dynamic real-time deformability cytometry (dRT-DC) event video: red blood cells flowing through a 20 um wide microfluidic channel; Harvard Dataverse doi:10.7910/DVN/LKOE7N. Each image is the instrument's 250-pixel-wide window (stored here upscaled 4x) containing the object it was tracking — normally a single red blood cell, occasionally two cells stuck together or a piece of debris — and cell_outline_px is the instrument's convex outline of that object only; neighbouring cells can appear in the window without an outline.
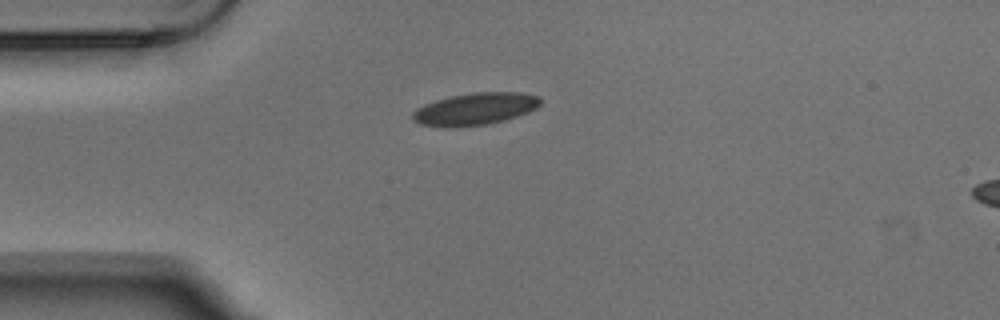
{"species": "Egyptian fruit bat (a non-hibernating species)", "species_latin": "Rousettus aegyptiacus", "temperature_condition": "warm", "stored_images_in_passage": 4, "camera_frame_rate_fps": 3000, "um_per_image_px": 0.085, "animal": {"sex": "male"}, "frame": {"image": 1, "passage_image": 1, "time_ms": 0.0, "image_size_px": [1000, 320], "cell_outline_px": [[540, 104], [536, 108], [528, 112], [504, 120], [488, 124], [452, 128], [420, 124], [412, 120], [412, 112], [416, 108], [424, 104], [436, 100], [452, 96], [472, 92], [520, 92], [540, 96]], "centroid_in_image_um": [40.36, 9.26], "position_along_channel_um": 44.6, "area_um2": 24.04}}
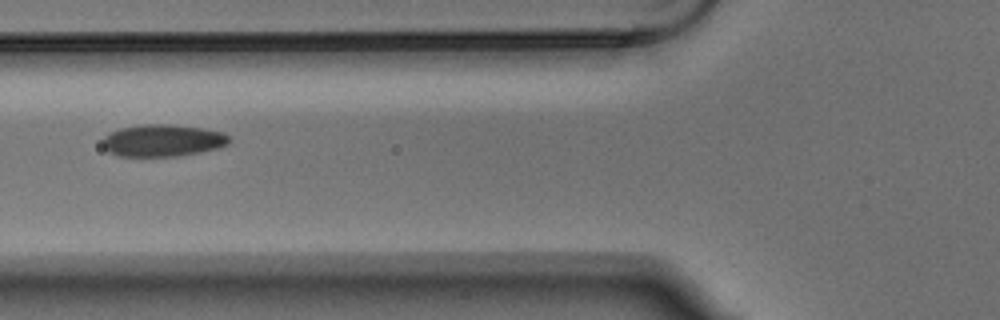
{"frame": {"image": 2, "passage_image": 3, "time_ms": 0.667, "image_size_px": [1000, 320], "cell_outline_px": [[232, 140], [228, 144], [216, 148], [200, 152], [176, 156], [116, 156], [108, 152], [100, 144], [104, 136], [120, 128], [140, 124], [172, 124], [204, 128], [224, 132]], "centroid_in_image_um": [13.81, 11.93], "position_along_channel_um": 112.0, "area_um2": 23.93}}
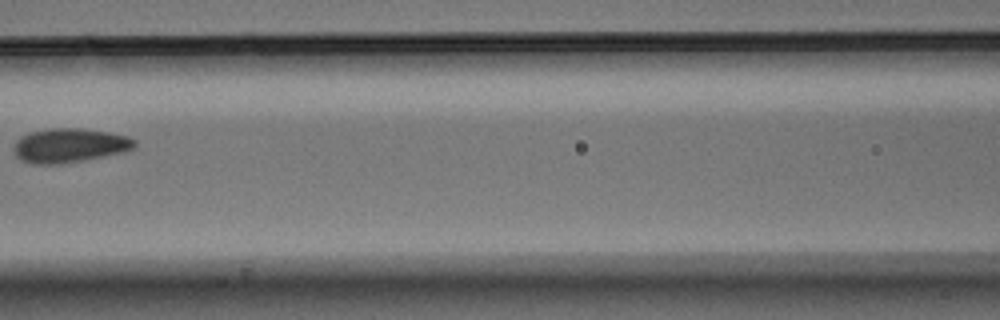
{"frame": {"image": 3, "passage_image": 4, "time_ms": 1.0, "image_size_px": [1000, 320], "cell_outline_px": [[136, 144], [132, 148], [124, 152], [84, 160], [60, 164], [32, 164], [20, 160], [12, 152], [12, 148], [16, 140], [20, 136], [28, 132], [48, 128], [84, 128], [108, 132], [128, 136], [136, 140]], "centroid_in_image_um": [5.85, 12.36], "position_along_channel_um": 160.7, "area_um2": 24.45}}